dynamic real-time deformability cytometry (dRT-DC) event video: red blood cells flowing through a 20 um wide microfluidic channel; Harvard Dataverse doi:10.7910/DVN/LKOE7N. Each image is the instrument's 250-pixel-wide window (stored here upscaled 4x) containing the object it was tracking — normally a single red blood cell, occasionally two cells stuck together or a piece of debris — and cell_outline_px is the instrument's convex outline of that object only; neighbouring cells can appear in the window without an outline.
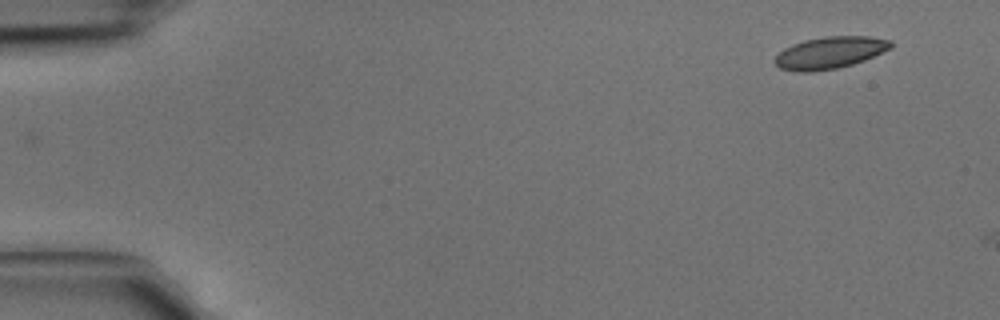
{"species": "common noctule bat (a hibernating species)", "species_latin": "Nyctalus noctula", "temperature_condition": "cold", "stored_images_in_passage": 2, "camera_frame_rate_fps": 3000, "um_per_image_px": 0.085, "animal": {"sex": "male", "body_mass_g": 15.6}, "frame": {"image": 1, "passage_image": 2, "time_ms": 0.333, "image_size_px": [1000, 320], "cell_outline_px": [[892, 48], [864, 60], [852, 64], [836, 68], [812, 72], [796, 72], [780, 68], [772, 60], [784, 48], [792, 44], [804, 40], [824, 36], [868, 36], [892, 40]], "centroid_in_image_um": [70.53, 4.47], "position_along_channel_um": 14.5, "area_um2": 21.68}}